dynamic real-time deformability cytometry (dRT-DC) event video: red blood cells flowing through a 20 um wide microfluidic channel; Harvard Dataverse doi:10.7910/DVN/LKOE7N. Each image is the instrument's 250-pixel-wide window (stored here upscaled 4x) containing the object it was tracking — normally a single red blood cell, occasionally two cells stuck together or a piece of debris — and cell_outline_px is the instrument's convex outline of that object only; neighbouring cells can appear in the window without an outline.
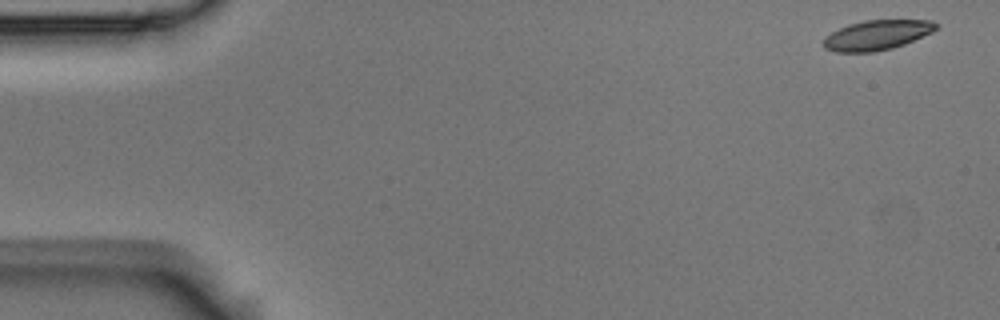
{"species": "Egyptian fruit bat (a non-hibernating species)", "species_latin": "Rousettus aegyptiacus", "temperature_condition": "room temperature", "stored_images_in_passage": 5, "camera_frame_rate_fps": 3000, "um_per_image_px": 0.085, "animal": {"sex": "male"}, "frame": {"image": 1, "passage_image": 1, "time_ms": 0.0, "image_size_px": [1000, 320], "cell_outline_px": [[936, 28], [932, 32], [904, 44], [892, 48], [872, 52], [836, 52], [824, 48], [824, 36], [848, 24], [864, 20], [932, 20], [936, 24]], "centroid_in_image_um": [74.51, 2.98], "position_along_channel_um": 10.5, "area_um2": 19.42}}
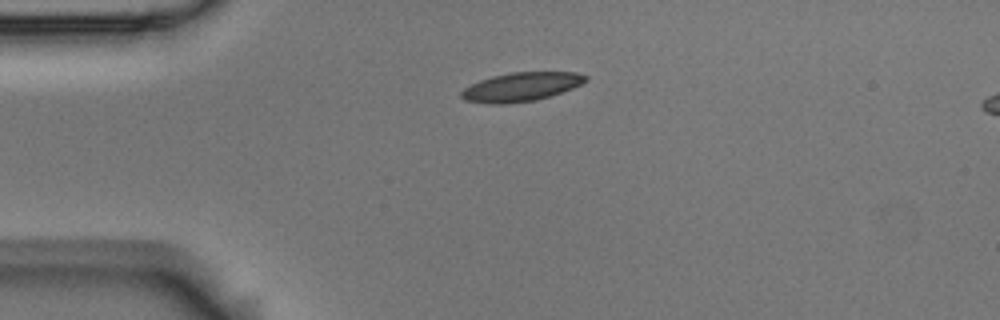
{"frame": {"image": 2, "passage_image": 4, "time_ms": 1.0, "image_size_px": [1000, 320], "cell_outline_px": [[588, 80], [572, 88], [536, 100], [504, 104], [488, 104], [464, 100], [460, 96], [460, 92], [464, 88], [480, 80], [492, 76], [512, 72], [576, 72], [588, 76]], "centroid_in_image_um": [44.27, 7.38], "position_along_channel_um": 40.7, "area_um2": 20.81}}